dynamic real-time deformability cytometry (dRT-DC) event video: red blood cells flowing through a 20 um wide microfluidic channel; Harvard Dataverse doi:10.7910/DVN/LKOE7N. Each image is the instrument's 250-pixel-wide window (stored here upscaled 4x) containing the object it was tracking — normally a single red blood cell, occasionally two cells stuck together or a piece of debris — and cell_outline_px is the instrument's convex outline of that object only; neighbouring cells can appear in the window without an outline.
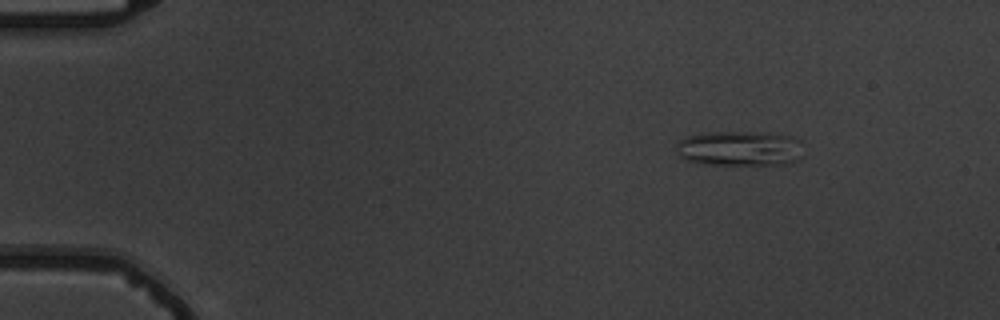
{"species": "common noctule bat (a hibernating species)", "species_latin": "Nyctalus noctula", "temperature_condition": "warm", "stored_images_in_passage": 5, "camera_frame_rate_fps": 3000, "um_per_image_px": 0.085, "animal": {"sex": "male", "body_mass_g": 19.5, "forearm_length_mm": 54.6}, "frame": {"image": 1, "passage_image": 5, "time_ms": 5.667, "image_size_px": [1000, 320], "cell_outline_px": [[800, 160], [784, 164], [704, 164], [688, 160], [680, 156], [676, 148], [676, 144], [680, 140], [688, 136], [704, 132], [760, 132], [792, 136], [800, 140]], "centroid_in_image_um": [62.87, 12.61], "position_along_channel_um": 22.1, "area_um2": 25.84}}